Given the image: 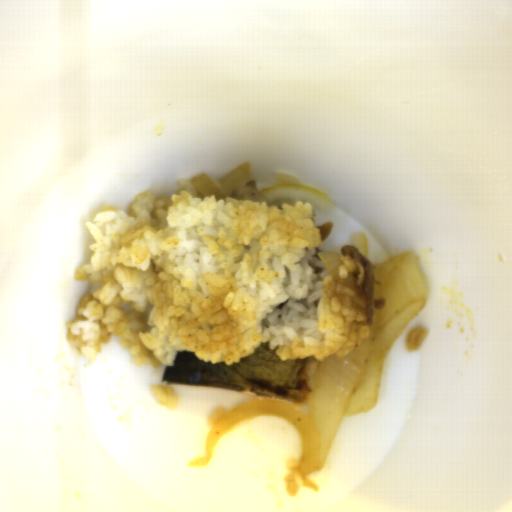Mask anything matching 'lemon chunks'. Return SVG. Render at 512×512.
Wrapping results in <instances>:
<instances>
[{
  "label": "lemon chunks",
  "mask_w": 512,
  "mask_h": 512,
  "mask_svg": "<svg viewBox=\"0 0 512 512\" xmlns=\"http://www.w3.org/2000/svg\"><path fill=\"white\" fill-rule=\"evenodd\" d=\"M259 192L267 199L269 206L282 207L283 203L294 205L302 202V206L311 203L312 207L326 212H330L333 207V200L328 193L310 185L281 183Z\"/></svg>",
  "instance_id": "e0be4373"
}]
</instances>
